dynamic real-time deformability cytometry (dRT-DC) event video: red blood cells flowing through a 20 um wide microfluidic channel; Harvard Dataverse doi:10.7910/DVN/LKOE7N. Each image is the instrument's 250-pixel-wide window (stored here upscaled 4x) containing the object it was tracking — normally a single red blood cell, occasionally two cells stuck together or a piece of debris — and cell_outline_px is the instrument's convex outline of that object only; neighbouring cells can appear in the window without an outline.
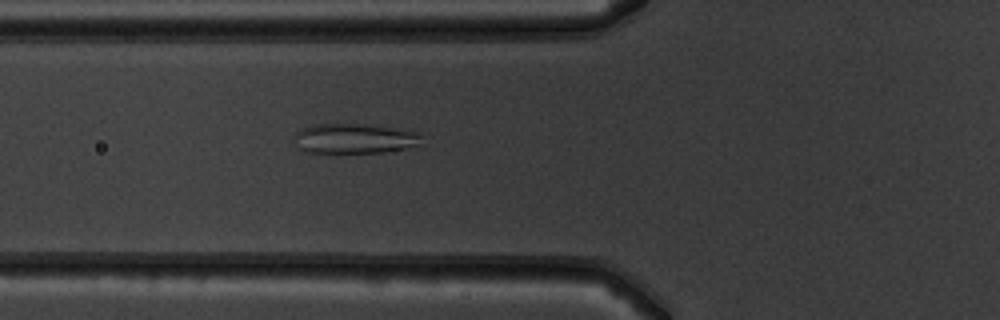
{"species": "common noctule bat (a hibernating species)", "species_latin": "Nyctalus noctula", "temperature_condition": "warm", "stored_images_in_passage": 34, "camera_frame_rate_fps": 3000, "um_per_image_px": 0.085, "animal": {"sex": "male", "body_mass_g": 19.5, "forearm_length_mm": 54.6}, "frame": {"image": 1, "passage_image": 8, "time_ms": 2.333, "image_size_px": [1000, 320], "cell_outline_px": [[420, 136], [416, 144], [404, 148], [380, 152], [308, 152], [300, 148], [292, 136], [300, 128], [312, 124], [356, 124], [392, 128], [420, 132]], "centroid_in_image_um": [30.02, 11.76], "position_along_channel_um": 95.8, "area_um2": 21.62}}
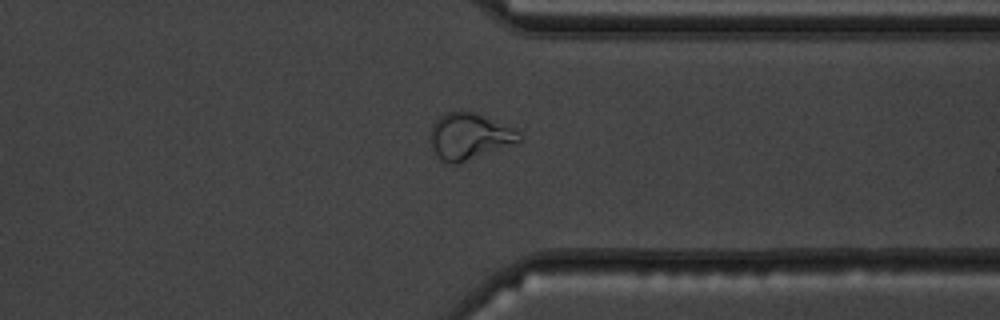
{"frame": {"image": 2, "passage_image": 29, "time_ms": 9.333, "image_size_px": [1000, 320], "cell_outline_px": [[520, 140], [516, 144], [456, 164], [448, 164], [440, 160], [432, 148], [428, 140], [428, 136], [432, 124], [444, 112], [476, 112], [512, 128], [516, 132]], "centroid_in_image_um": [39.81, 11.6], "position_along_channel_um": 371.6, "area_um2": 23.99}}
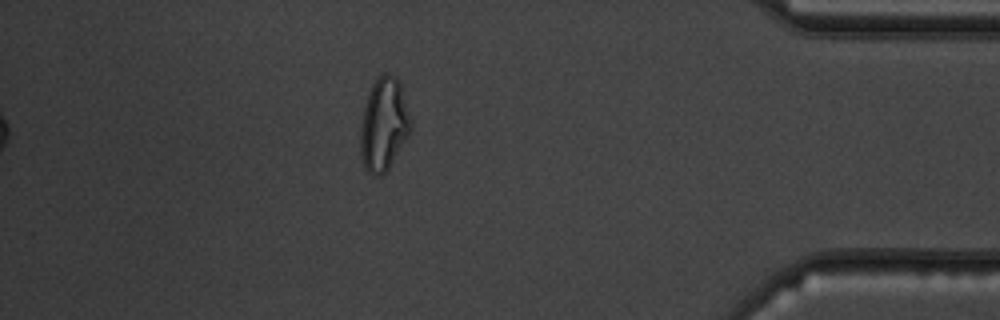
{"frame": {"image": 3, "passage_image": 34, "time_ms": 11.0, "image_size_px": [1000, 320], "cell_outline_px": [[412, 132], [388, 168], [380, 176], [372, 176], [364, 168], [360, 156], [360, 128], [364, 108], [372, 84], [376, 76], [384, 72], [388, 72], [396, 76], [400, 84], [412, 120]], "centroid_in_image_um": [32.63, 10.57], "position_along_channel_um": 402.6, "area_um2": 27.69}, "authors_computed_cell_mechanics": {"area_um2": 20.6635, "velocity_mm_per_s": 3.9446, "shape_relaxation_time_tau1_ms": null, "shape_relaxation_time_tau2_ms": 1.001, "deformation_change_tau1": null, "deformation_change_tau2": 0.078}}